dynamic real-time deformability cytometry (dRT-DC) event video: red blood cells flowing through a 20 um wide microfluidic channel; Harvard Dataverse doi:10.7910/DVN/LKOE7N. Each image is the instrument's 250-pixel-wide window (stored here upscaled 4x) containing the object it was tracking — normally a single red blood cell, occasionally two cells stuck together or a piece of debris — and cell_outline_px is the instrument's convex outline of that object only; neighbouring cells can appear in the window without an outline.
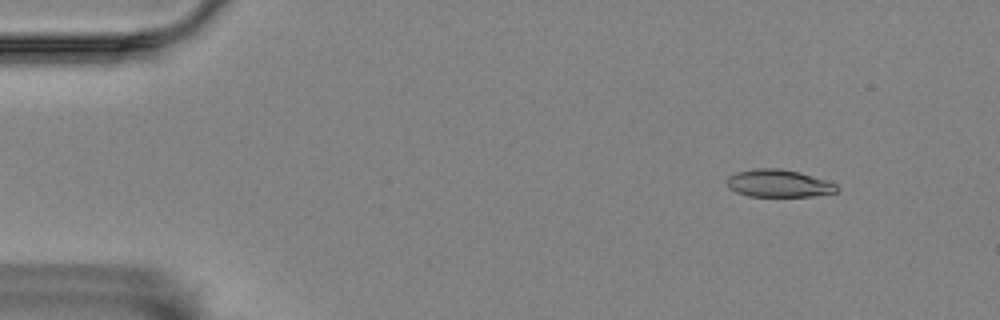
{"species": "Egyptian fruit bat (a non-hibernating species)", "species_latin": "Rousettus aegyptiacus", "temperature_condition": "room temperature", "stored_images_in_passage": 52, "camera_frame_rate_fps": 3000, "um_per_image_px": 0.085, "animal": {"sex": "female"}, "frame": {"image": 1, "passage_image": 2, "time_ms": 0.333, "image_size_px": [1000, 320], "cell_outline_px": [[840, 188], [836, 192], [812, 196], [748, 196], [736, 192], [728, 188], [724, 180], [728, 176], [736, 172], [752, 168], [780, 168], [800, 172], [836, 184]], "centroid_in_image_um": [66.12, 15.58], "position_along_channel_um": 18.9, "area_um2": 17.8}}
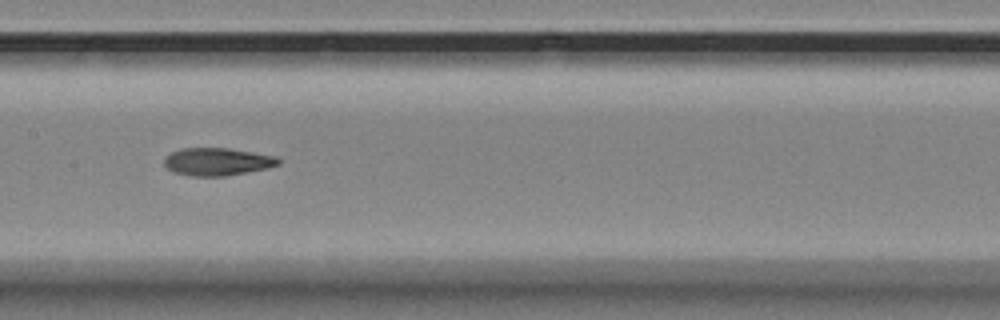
{"frame": {"image": 2, "passage_image": 24, "time_ms": 7.667, "image_size_px": [1000, 320], "cell_outline_px": [[280, 164], [264, 168], [224, 176], [192, 176], [176, 172], [168, 168], [164, 164], [164, 156], [180, 148], [228, 148], [276, 156], [280, 160]], "centroid_in_image_um": [18.43, 13.73], "position_along_channel_um": 189.0, "area_um2": 18.15}}
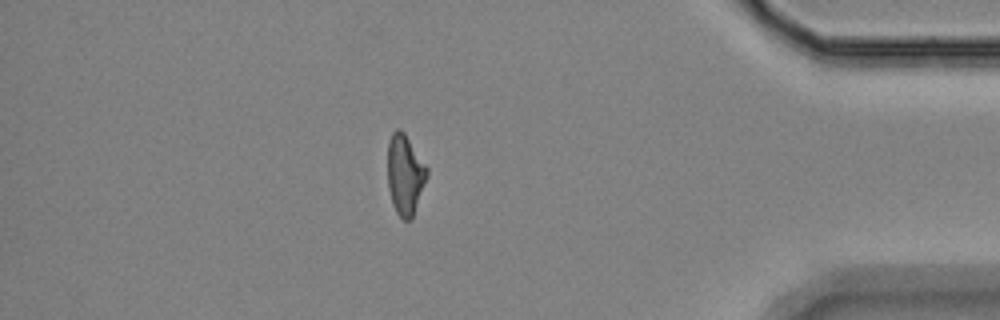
{"frame": {"image": 3, "passage_image": 45, "time_ms": 14.667, "image_size_px": [1000, 320], "cell_outline_px": [[428, 176], [412, 220], [404, 220], [396, 212], [392, 204], [388, 188], [388, 140], [392, 132], [396, 128], [400, 128], [404, 132], [428, 168]], "centroid_in_image_um": [34.43, 14.85], "position_along_channel_um": 400.8, "area_um2": 18.61}, "authors_computed_cell_mechanics": {"area_um2": 18.6694, "velocity_mm_per_s": 3.5377, "shape_relaxation_time_tau1_ms": 9.1047, "shape_relaxation_time_tau2_ms": 3.3409, "deformation_change_tau1": 0.2247, "deformation_change_tau2": 0.1133}}